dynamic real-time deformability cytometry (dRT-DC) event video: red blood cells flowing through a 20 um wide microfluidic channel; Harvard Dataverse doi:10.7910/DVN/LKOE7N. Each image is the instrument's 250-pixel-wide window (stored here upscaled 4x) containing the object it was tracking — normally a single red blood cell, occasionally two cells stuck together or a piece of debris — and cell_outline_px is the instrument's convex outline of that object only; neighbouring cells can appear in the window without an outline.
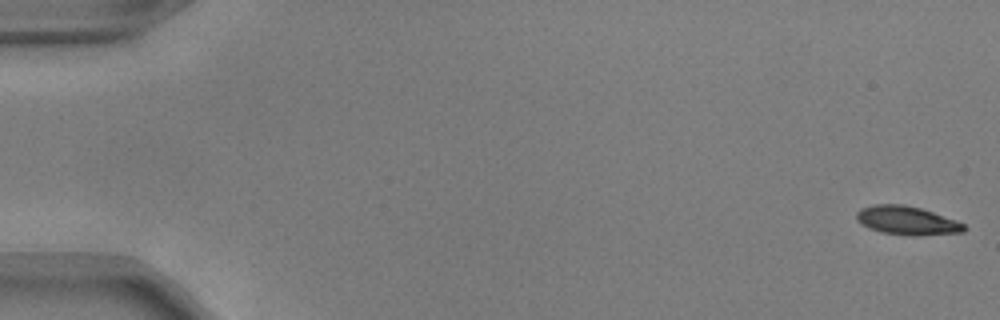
{"species": "common noctule bat (a hibernating species)", "species_latin": "Nyctalus noctula", "temperature_condition": "warm", "stored_images_in_passage": 17, "camera_frame_rate_fps": 3000, "um_per_image_px": 0.085, "animal": {"sex": "male", "body_mass_g": 17.9, "forearm_length_mm": 54.2}, "frame": {"image": 1, "passage_image": 1, "time_ms": 0.0, "image_size_px": [1000, 320], "cell_outline_px": [[968, 228], [964, 232], [920, 236], [912, 236], [880, 232], [868, 228], [856, 220], [856, 212], [860, 208], [872, 204], [904, 204], [920, 208], [956, 220], [964, 224]], "centroid_in_image_um": [77.08, 18.75], "position_along_channel_um": 7.9, "area_um2": 18.21}}
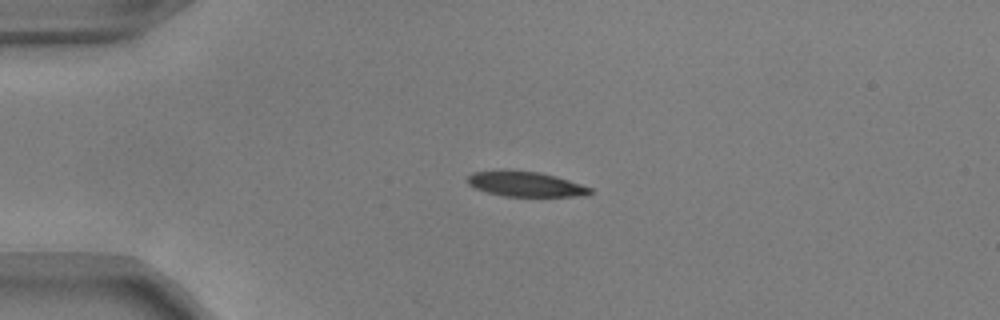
{"frame": {"image": 2, "passage_image": 13, "time_ms": 4.0, "image_size_px": [1000, 320], "cell_outline_px": [[592, 192], [588, 196], [504, 196], [488, 192], [476, 188], [468, 184], [464, 180], [472, 172], [500, 168], [504, 168], [540, 172], [556, 176], [592, 188]], "centroid_in_image_um": [44.61, 15.61], "position_along_channel_um": 40.4, "area_um2": 18.38}}